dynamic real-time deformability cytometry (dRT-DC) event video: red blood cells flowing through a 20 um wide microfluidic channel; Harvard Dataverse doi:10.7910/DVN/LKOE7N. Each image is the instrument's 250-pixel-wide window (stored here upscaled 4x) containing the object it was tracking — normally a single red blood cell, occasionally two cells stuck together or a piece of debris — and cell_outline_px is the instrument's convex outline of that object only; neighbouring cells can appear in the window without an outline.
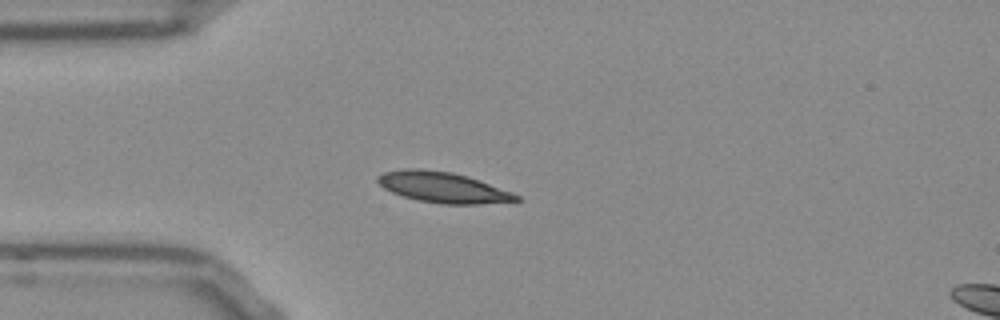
{"species": "Egyptian fruit bat (a non-hibernating species)", "species_latin": "Rousettus aegyptiacus", "temperature_condition": "room temperature", "stored_images_in_passage": 46, "camera_frame_rate_fps": 3000, "um_per_image_px": 0.085, "frame": {"image": 1, "passage_image": 7, "time_ms": 2.0, "image_size_px": [1000, 320], "cell_outline_px": [[520, 200], [476, 204], [440, 204], [420, 200], [404, 196], [392, 192], [384, 188], [376, 180], [376, 176], [384, 172], [404, 168], [420, 168], [452, 172], [468, 176], [512, 192], [520, 196]], "centroid_in_image_um": [37.62, 15.91], "position_along_channel_um": 47.4, "area_um2": 24.62}}
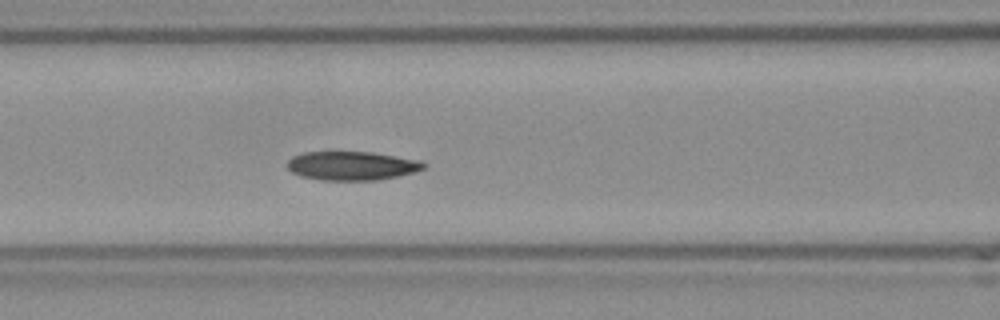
{"frame": {"image": 2, "passage_image": 15, "time_ms": 4.667, "image_size_px": [1000, 320], "cell_outline_px": [[428, 164], [424, 168], [412, 172], [396, 176], [376, 180], [320, 180], [300, 176], [292, 172], [288, 168], [288, 160], [292, 156], [304, 152], [372, 152], [420, 160]], "centroid_in_image_um": [29.89, 14.08], "position_along_channel_um": 136.7, "area_um2": 22.83}}
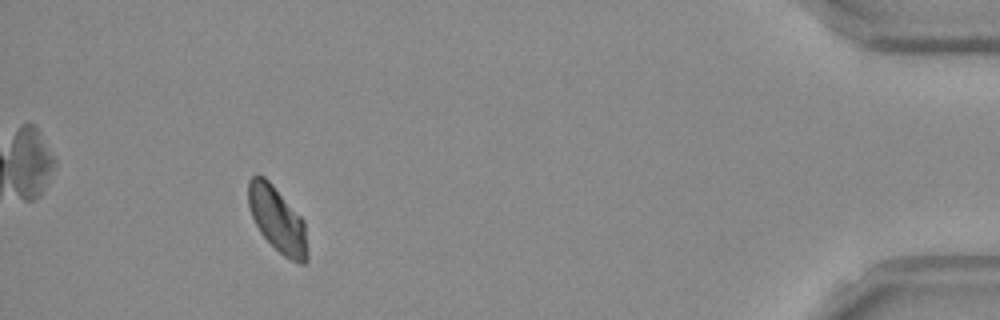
{"frame": {"image": 3, "passage_image": 42, "time_ms": 13.667, "image_size_px": [1000, 320], "cell_outline_px": [[308, 260], [304, 264], [300, 264], [284, 256], [260, 232], [252, 216], [248, 204], [248, 180], [252, 176], [264, 176], [272, 184], [304, 220], [308, 252]], "centroid_in_image_um": [23.59, 18.67], "position_along_channel_um": 411.6, "area_um2": 22.25}, "authors_computed_cell_mechanics": {"area_um2": 22.8888, "velocity_mm_per_s": 3.7879, "shape_relaxation_time_tau1_ms": 4.3167, "shape_relaxation_time_tau2_ms": null, "deformation_change_tau1": 0.1104, "deformation_change_tau2": null}}